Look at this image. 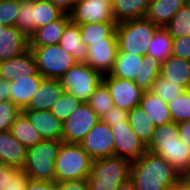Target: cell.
I'll list each match as a JSON object with an SVG mask.
<instances>
[{"label":"cell","mask_w":190,"mask_h":190,"mask_svg":"<svg viewBox=\"0 0 190 190\" xmlns=\"http://www.w3.org/2000/svg\"><path fill=\"white\" fill-rule=\"evenodd\" d=\"M136 190H172L184 179L163 157L146 152L131 165Z\"/></svg>","instance_id":"1"},{"label":"cell","mask_w":190,"mask_h":190,"mask_svg":"<svg viewBox=\"0 0 190 190\" xmlns=\"http://www.w3.org/2000/svg\"><path fill=\"white\" fill-rule=\"evenodd\" d=\"M132 162L118 156L93 160L87 177L89 190H116L130 179Z\"/></svg>","instance_id":"2"},{"label":"cell","mask_w":190,"mask_h":190,"mask_svg":"<svg viewBox=\"0 0 190 190\" xmlns=\"http://www.w3.org/2000/svg\"><path fill=\"white\" fill-rule=\"evenodd\" d=\"M146 18L132 19L116 25L118 41L117 53H129L139 56L147 55L154 32L158 29Z\"/></svg>","instance_id":"3"},{"label":"cell","mask_w":190,"mask_h":190,"mask_svg":"<svg viewBox=\"0 0 190 190\" xmlns=\"http://www.w3.org/2000/svg\"><path fill=\"white\" fill-rule=\"evenodd\" d=\"M93 159L80 144L62 143L55 160L54 181L87 178Z\"/></svg>","instance_id":"4"},{"label":"cell","mask_w":190,"mask_h":190,"mask_svg":"<svg viewBox=\"0 0 190 190\" xmlns=\"http://www.w3.org/2000/svg\"><path fill=\"white\" fill-rule=\"evenodd\" d=\"M63 141L43 139L28 149L22 170L36 181H54L55 160Z\"/></svg>","instance_id":"5"},{"label":"cell","mask_w":190,"mask_h":190,"mask_svg":"<svg viewBox=\"0 0 190 190\" xmlns=\"http://www.w3.org/2000/svg\"><path fill=\"white\" fill-rule=\"evenodd\" d=\"M36 60L38 72L44 78L61 79L78 62L58 44L29 47Z\"/></svg>","instance_id":"6"},{"label":"cell","mask_w":190,"mask_h":190,"mask_svg":"<svg viewBox=\"0 0 190 190\" xmlns=\"http://www.w3.org/2000/svg\"><path fill=\"white\" fill-rule=\"evenodd\" d=\"M102 75L86 63H77L60 79L64 91L83 103L88 102L96 87L102 82Z\"/></svg>","instance_id":"7"},{"label":"cell","mask_w":190,"mask_h":190,"mask_svg":"<svg viewBox=\"0 0 190 190\" xmlns=\"http://www.w3.org/2000/svg\"><path fill=\"white\" fill-rule=\"evenodd\" d=\"M99 120L94 110L84 102L62 122L63 143L80 144Z\"/></svg>","instance_id":"8"},{"label":"cell","mask_w":190,"mask_h":190,"mask_svg":"<svg viewBox=\"0 0 190 190\" xmlns=\"http://www.w3.org/2000/svg\"><path fill=\"white\" fill-rule=\"evenodd\" d=\"M114 140V156L131 162L138 160L147 152V146L139 139L128 121L111 127Z\"/></svg>","instance_id":"9"},{"label":"cell","mask_w":190,"mask_h":190,"mask_svg":"<svg viewBox=\"0 0 190 190\" xmlns=\"http://www.w3.org/2000/svg\"><path fill=\"white\" fill-rule=\"evenodd\" d=\"M102 81L109 89L114 107L130 111L140 105L144 91L137 87L133 81L109 74L104 75Z\"/></svg>","instance_id":"10"},{"label":"cell","mask_w":190,"mask_h":190,"mask_svg":"<svg viewBox=\"0 0 190 190\" xmlns=\"http://www.w3.org/2000/svg\"><path fill=\"white\" fill-rule=\"evenodd\" d=\"M93 159L114 156V140L111 127L99 120L80 143Z\"/></svg>","instance_id":"11"},{"label":"cell","mask_w":190,"mask_h":190,"mask_svg":"<svg viewBox=\"0 0 190 190\" xmlns=\"http://www.w3.org/2000/svg\"><path fill=\"white\" fill-rule=\"evenodd\" d=\"M70 17L77 24L115 22L112 0H78Z\"/></svg>","instance_id":"12"},{"label":"cell","mask_w":190,"mask_h":190,"mask_svg":"<svg viewBox=\"0 0 190 190\" xmlns=\"http://www.w3.org/2000/svg\"><path fill=\"white\" fill-rule=\"evenodd\" d=\"M86 64L98 71L102 76L107 75L113 69L118 52V41L114 32L105 42L94 43L88 46Z\"/></svg>","instance_id":"13"},{"label":"cell","mask_w":190,"mask_h":190,"mask_svg":"<svg viewBox=\"0 0 190 190\" xmlns=\"http://www.w3.org/2000/svg\"><path fill=\"white\" fill-rule=\"evenodd\" d=\"M37 73L36 60L30 48L17 57L0 62V79L3 80L13 81Z\"/></svg>","instance_id":"14"},{"label":"cell","mask_w":190,"mask_h":190,"mask_svg":"<svg viewBox=\"0 0 190 190\" xmlns=\"http://www.w3.org/2000/svg\"><path fill=\"white\" fill-rule=\"evenodd\" d=\"M147 151L163 157L183 179L190 178V147L182 141L172 147H147Z\"/></svg>","instance_id":"15"},{"label":"cell","mask_w":190,"mask_h":190,"mask_svg":"<svg viewBox=\"0 0 190 190\" xmlns=\"http://www.w3.org/2000/svg\"><path fill=\"white\" fill-rule=\"evenodd\" d=\"M42 139L62 141V122L50 111L22 110Z\"/></svg>","instance_id":"16"},{"label":"cell","mask_w":190,"mask_h":190,"mask_svg":"<svg viewBox=\"0 0 190 190\" xmlns=\"http://www.w3.org/2000/svg\"><path fill=\"white\" fill-rule=\"evenodd\" d=\"M63 92L64 88L60 79L44 78L37 92L31 98L27 108L23 110L50 111L55 102L60 99Z\"/></svg>","instance_id":"17"},{"label":"cell","mask_w":190,"mask_h":190,"mask_svg":"<svg viewBox=\"0 0 190 190\" xmlns=\"http://www.w3.org/2000/svg\"><path fill=\"white\" fill-rule=\"evenodd\" d=\"M29 49V39L16 26L0 32V62L17 57Z\"/></svg>","instance_id":"18"},{"label":"cell","mask_w":190,"mask_h":190,"mask_svg":"<svg viewBox=\"0 0 190 190\" xmlns=\"http://www.w3.org/2000/svg\"><path fill=\"white\" fill-rule=\"evenodd\" d=\"M28 149L22 145L11 131L0 132V162L22 169L25 165Z\"/></svg>","instance_id":"19"},{"label":"cell","mask_w":190,"mask_h":190,"mask_svg":"<svg viewBox=\"0 0 190 190\" xmlns=\"http://www.w3.org/2000/svg\"><path fill=\"white\" fill-rule=\"evenodd\" d=\"M43 79L44 77L38 72L36 75L25 76L10 81V101L16 104L21 111L26 109Z\"/></svg>","instance_id":"20"},{"label":"cell","mask_w":190,"mask_h":190,"mask_svg":"<svg viewBox=\"0 0 190 190\" xmlns=\"http://www.w3.org/2000/svg\"><path fill=\"white\" fill-rule=\"evenodd\" d=\"M70 21V15L63 13L57 20L36 29V32L29 39V47L59 44L64 29Z\"/></svg>","instance_id":"21"},{"label":"cell","mask_w":190,"mask_h":190,"mask_svg":"<svg viewBox=\"0 0 190 190\" xmlns=\"http://www.w3.org/2000/svg\"><path fill=\"white\" fill-rule=\"evenodd\" d=\"M186 3L188 0H149L145 18L157 27L164 28Z\"/></svg>","instance_id":"22"},{"label":"cell","mask_w":190,"mask_h":190,"mask_svg":"<svg viewBox=\"0 0 190 190\" xmlns=\"http://www.w3.org/2000/svg\"><path fill=\"white\" fill-rule=\"evenodd\" d=\"M66 53L72 54L78 63H86L88 48L81 41L79 24L72 20L66 25L58 44Z\"/></svg>","instance_id":"23"},{"label":"cell","mask_w":190,"mask_h":190,"mask_svg":"<svg viewBox=\"0 0 190 190\" xmlns=\"http://www.w3.org/2000/svg\"><path fill=\"white\" fill-rule=\"evenodd\" d=\"M160 75L168 81L182 87L184 90L190 89V61L176 56H170L161 63Z\"/></svg>","instance_id":"24"},{"label":"cell","mask_w":190,"mask_h":190,"mask_svg":"<svg viewBox=\"0 0 190 190\" xmlns=\"http://www.w3.org/2000/svg\"><path fill=\"white\" fill-rule=\"evenodd\" d=\"M139 106L153 121L155 127L172 122L168 104L150 90L143 92Z\"/></svg>","instance_id":"25"},{"label":"cell","mask_w":190,"mask_h":190,"mask_svg":"<svg viewBox=\"0 0 190 190\" xmlns=\"http://www.w3.org/2000/svg\"><path fill=\"white\" fill-rule=\"evenodd\" d=\"M149 0H112L115 22L145 18Z\"/></svg>","instance_id":"26"},{"label":"cell","mask_w":190,"mask_h":190,"mask_svg":"<svg viewBox=\"0 0 190 190\" xmlns=\"http://www.w3.org/2000/svg\"><path fill=\"white\" fill-rule=\"evenodd\" d=\"M143 56L129 53H117L113 69L109 75L133 81L139 78Z\"/></svg>","instance_id":"27"},{"label":"cell","mask_w":190,"mask_h":190,"mask_svg":"<svg viewBox=\"0 0 190 190\" xmlns=\"http://www.w3.org/2000/svg\"><path fill=\"white\" fill-rule=\"evenodd\" d=\"M116 22L79 24L81 41L87 47L94 43L105 42L116 31Z\"/></svg>","instance_id":"28"},{"label":"cell","mask_w":190,"mask_h":190,"mask_svg":"<svg viewBox=\"0 0 190 190\" xmlns=\"http://www.w3.org/2000/svg\"><path fill=\"white\" fill-rule=\"evenodd\" d=\"M10 131L27 149L35 146L43 140L39 132L33 127L23 112L17 116Z\"/></svg>","instance_id":"29"},{"label":"cell","mask_w":190,"mask_h":190,"mask_svg":"<svg viewBox=\"0 0 190 190\" xmlns=\"http://www.w3.org/2000/svg\"><path fill=\"white\" fill-rule=\"evenodd\" d=\"M128 122L139 139L147 146L155 130L153 121L140 106H136L128 111Z\"/></svg>","instance_id":"30"},{"label":"cell","mask_w":190,"mask_h":190,"mask_svg":"<svg viewBox=\"0 0 190 190\" xmlns=\"http://www.w3.org/2000/svg\"><path fill=\"white\" fill-rule=\"evenodd\" d=\"M172 41L173 38L164 28H158L152 37L151 43L147 49V55L157 59L163 63L166 59L172 56Z\"/></svg>","instance_id":"31"},{"label":"cell","mask_w":190,"mask_h":190,"mask_svg":"<svg viewBox=\"0 0 190 190\" xmlns=\"http://www.w3.org/2000/svg\"><path fill=\"white\" fill-rule=\"evenodd\" d=\"M160 72L161 63L150 55H143L139 78H135L133 82L141 90L149 91L152 88L154 80L160 75Z\"/></svg>","instance_id":"32"},{"label":"cell","mask_w":190,"mask_h":190,"mask_svg":"<svg viewBox=\"0 0 190 190\" xmlns=\"http://www.w3.org/2000/svg\"><path fill=\"white\" fill-rule=\"evenodd\" d=\"M178 124L170 122L155 127L153 136L147 147H172L180 142Z\"/></svg>","instance_id":"33"},{"label":"cell","mask_w":190,"mask_h":190,"mask_svg":"<svg viewBox=\"0 0 190 190\" xmlns=\"http://www.w3.org/2000/svg\"><path fill=\"white\" fill-rule=\"evenodd\" d=\"M173 39L190 35V4L186 3L164 26Z\"/></svg>","instance_id":"34"},{"label":"cell","mask_w":190,"mask_h":190,"mask_svg":"<svg viewBox=\"0 0 190 190\" xmlns=\"http://www.w3.org/2000/svg\"><path fill=\"white\" fill-rule=\"evenodd\" d=\"M63 13L47 0H34L33 22L36 29L57 20Z\"/></svg>","instance_id":"35"},{"label":"cell","mask_w":190,"mask_h":190,"mask_svg":"<svg viewBox=\"0 0 190 190\" xmlns=\"http://www.w3.org/2000/svg\"><path fill=\"white\" fill-rule=\"evenodd\" d=\"M87 103L99 118L114 106L109 89L103 81L96 87Z\"/></svg>","instance_id":"36"},{"label":"cell","mask_w":190,"mask_h":190,"mask_svg":"<svg viewBox=\"0 0 190 190\" xmlns=\"http://www.w3.org/2000/svg\"><path fill=\"white\" fill-rule=\"evenodd\" d=\"M19 9L20 12L15 26L30 39L36 32V24L33 22L34 0H20Z\"/></svg>","instance_id":"37"},{"label":"cell","mask_w":190,"mask_h":190,"mask_svg":"<svg viewBox=\"0 0 190 190\" xmlns=\"http://www.w3.org/2000/svg\"><path fill=\"white\" fill-rule=\"evenodd\" d=\"M83 102L76 99L69 92L64 91L59 100L55 102L50 112L61 122H64L68 117L79 107Z\"/></svg>","instance_id":"38"},{"label":"cell","mask_w":190,"mask_h":190,"mask_svg":"<svg viewBox=\"0 0 190 190\" xmlns=\"http://www.w3.org/2000/svg\"><path fill=\"white\" fill-rule=\"evenodd\" d=\"M168 108L173 122L179 124L190 120V89L170 101Z\"/></svg>","instance_id":"39"},{"label":"cell","mask_w":190,"mask_h":190,"mask_svg":"<svg viewBox=\"0 0 190 190\" xmlns=\"http://www.w3.org/2000/svg\"><path fill=\"white\" fill-rule=\"evenodd\" d=\"M150 91L157 95L163 102L169 104L170 101H173L185 90L182 87L174 84L173 82L168 81L163 76L159 75L154 80Z\"/></svg>","instance_id":"40"},{"label":"cell","mask_w":190,"mask_h":190,"mask_svg":"<svg viewBox=\"0 0 190 190\" xmlns=\"http://www.w3.org/2000/svg\"><path fill=\"white\" fill-rule=\"evenodd\" d=\"M20 0H0V24L6 27L15 26L18 15Z\"/></svg>","instance_id":"41"},{"label":"cell","mask_w":190,"mask_h":190,"mask_svg":"<svg viewBox=\"0 0 190 190\" xmlns=\"http://www.w3.org/2000/svg\"><path fill=\"white\" fill-rule=\"evenodd\" d=\"M21 109L9 99L0 102V132L11 130L13 122L21 113Z\"/></svg>","instance_id":"42"},{"label":"cell","mask_w":190,"mask_h":190,"mask_svg":"<svg viewBox=\"0 0 190 190\" xmlns=\"http://www.w3.org/2000/svg\"><path fill=\"white\" fill-rule=\"evenodd\" d=\"M100 120L112 127L115 124L128 121V111L113 106L100 118Z\"/></svg>","instance_id":"43"},{"label":"cell","mask_w":190,"mask_h":190,"mask_svg":"<svg viewBox=\"0 0 190 190\" xmlns=\"http://www.w3.org/2000/svg\"><path fill=\"white\" fill-rule=\"evenodd\" d=\"M173 56L190 61V35L172 41Z\"/></svg>","instance_id":"44"},{"label":"cell","mask_w":190,"mask_h":190,"mask_svg":"<svg viewBox=\"0 0 190 190\" xmlns=\"http://www.w3.org/2000/svg\"><path fill=\"white\" fill-rule=\"evenodd\" d=\"M28 177L22 169H18L8 181L5 190H26Z\"/></svg>","instance_id":"45"},{"label":"cell","mask_w":190,"mask_h":190,"mask_svg":"<svg viewBox=\"0 0 190 190\" xmlns=\"http://www.w3.org/2000/svg\"><path fill=\"white\" fill-rule=\"evenodd\" d=\"M56 190H89L87 178L56 182Z\"/></svg>","instance_id":"46"},{"label":"cell","mask_w":190,"mask_h":190,"mask_svg":"<svg viewBox=\"0 0 190 190\" xmlns=\"http://www.w3.org/2000/svg\"><path fill=\"white\" fill-rule=\"evenodd\" d=\"M17 170L18 168L0 162V190H5L8 181Z\"/></svg>","instance_id":"47"},{"label":"cell","mask_w":190,"mask_h":190,"mask_svg":"<svg viewBox=\"0 0 190 190\" xmlns=\"http://www.w3.org/2000/svg\"><path fill=\"white\" fill-rule=\"evenodd\" d=\"M26 190H56V182L28 179L26 183Z\"/></svg>","instance_id":"48"},{"label":"cell","mask_w":190,"mask_h":190,"mask_svg":"<svg viewBox=\"0 0 190 190\" xmlns=\"http://www.w3.org/2000/svg\"><path fill=\"white\" fill-rule=\"evenodd\" d=\"M64 14H71L78 0H47Z\"/></svg>","instance_id":"49"},{"label":"cell","mask_w":190,"mask_h":190,"mask_svg":"<svg viewBox=\"0 0 190 190\" xmlns=\"http://www.w3.org/2000/svg\"><path fill=\"white\" fill-rule=\"evenodd\" d=\"M180 140L190 147V120L178 124Z\"/></svg>","instance_id":"50"},{"label":"cell","mask_w":190,"mask_h":190,"mask_svg":"<svg viewBox=\"0 0 190 190\" xmlns=\"http://www.w3.org/2000/svg\"><path fill=\"white\" fill-rule=\"evenodd\" d=\"M10 90L11 84L10 81L0 79V99L3 100H10Z\"/></svg>","instance_id":"51"},{"label":"cell","mask_w":190,"mask_h":190,"mask_svg":"<svg viewBox=\"0 0 190 190\" xmlns=\"http://www.w3.org/2000/svg\"><path fill=\"white\" fill-rule=\"evenodd\" d=\"M116 190H136L135 185L131 179L123 182Z\"/></svg>","instance_id":"52"},{"label":"cell","mask_w":190,"mask_h":190,"mask_svg":"<svg viewBox=\"0 0 190 190\" xmlns=\"http://www.w3.org/2000/svg\"><path fill=\"white\" fill-rule=\"evenodd\" d=\"M172 190H190V179H184L179 185Z\"/></svg>","instance_id":"53"},{"label":"cell","mask_w":190,"mask_h":190,"mask_svg":"<svg viewBox=\"0 0 190 190\" xmlns=\"http://www.w3.org/2000/svg\"><path fill=\"white\" fill-rule=\"evenodd\" d=\"M6 26L0 24V32L2 33L5 30Z\"/></svg>","instance_id":"54"}]
</instances>
